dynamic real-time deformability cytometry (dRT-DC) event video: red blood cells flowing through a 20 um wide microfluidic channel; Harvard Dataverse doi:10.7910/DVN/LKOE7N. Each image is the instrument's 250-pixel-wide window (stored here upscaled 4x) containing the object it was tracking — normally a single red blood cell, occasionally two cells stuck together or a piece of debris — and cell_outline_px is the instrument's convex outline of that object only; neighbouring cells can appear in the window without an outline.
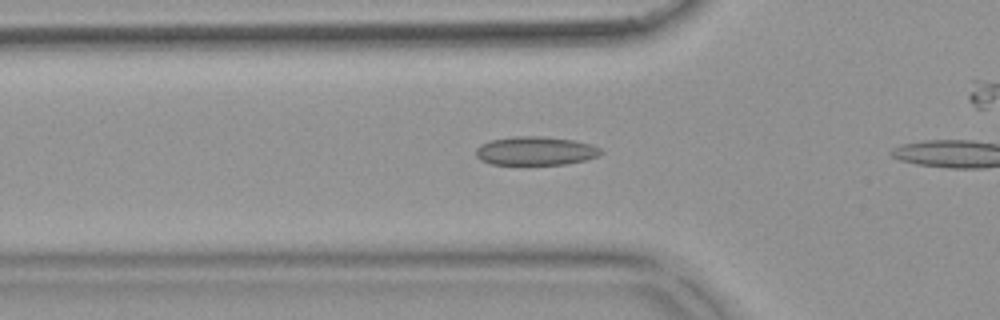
{"species": "common noctule bat (a hibernating species)", "species_latin": "Nyctalus noctula", "temperature_condition": "warm", "stored_images_in_passage": 33, "camera_frame_rate_fps": 3000, "um_per_image_px": 0.085, "animal": {"sex": "female", "body_mass_g": 18.4}, "frame": {"image": 1, "passage_image": 8, "time_ms": 2.333, "image_size_px": [1000, 320], "cell_outline_px": [[604, 152], [600, 156], [568, 164], [492, 164], [480, 160], [476, 156], [476, 148], [480, 144], [492, 140], [516, 136], [540, 136], [572, 140], [592, 144], [600, 148]], "centroid_in_image_um": [45.54, 12.83], "position_along_channel_um": 80.3, "area_um2": 20.87}}
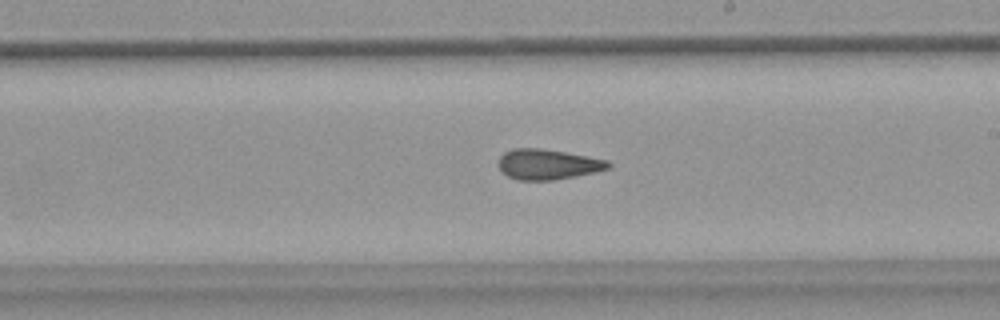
{"frame": {"image": 2, "passage_image": 21, "time_ms": 6.667, "image_size_px": [1000, 320], "cell_outline_px": [[612, 164], [608, 168], [576, 176], [552, 180], [516, 180], [508, 176], [496, 164], [500, 156], [504, 152], [512, 148], [540, 148], [564, 152], [608, 160]], "centroid_in_image_um": [46.51, 13.96], "position_along_channel_um": 242.5, "area_um2": 19.31}}
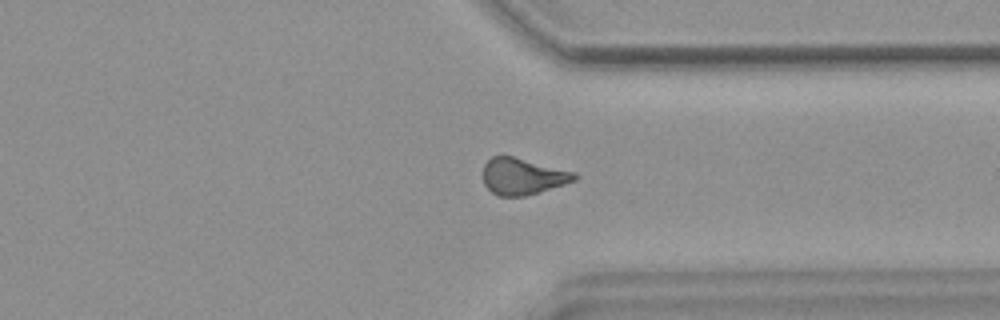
{"frame": {"image": 3, "passage_image": 31, "time_ms": 10.0, "image_size_px": [1000, 320], "cell_outline_px": [[576, 180], [564, 184], [524, 196], [496, 196], [484, 184], [484, 164], [492, 156], [512, 156], [576, 172]], "centroid_in_image_um": [44.41, 14.99], "position_along_channel_um": 367.0, "area_um2": 19.19}}